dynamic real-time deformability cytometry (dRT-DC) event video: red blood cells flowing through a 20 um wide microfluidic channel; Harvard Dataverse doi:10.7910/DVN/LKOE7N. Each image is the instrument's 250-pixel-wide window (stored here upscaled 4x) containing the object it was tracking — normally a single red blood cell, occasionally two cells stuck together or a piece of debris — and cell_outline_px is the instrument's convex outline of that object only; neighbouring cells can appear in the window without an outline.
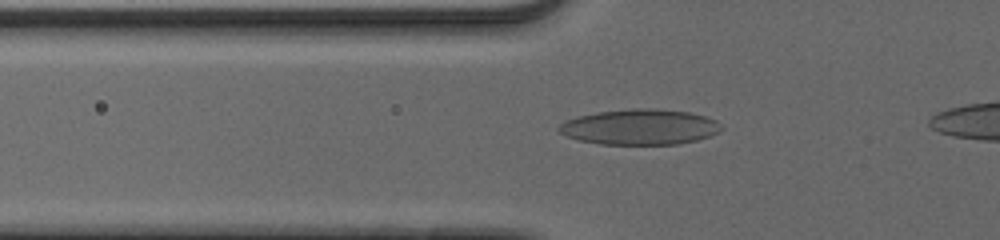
{"species": "human", "species_latin": "Homo sapiens", "temperature_condition": "cold", "stored_images_in_passage": 39, "camera_frame_rate_fps": 3000, "um_per_image_px": 0.085, "donor": {"sex": "male"}, "frame": {"image": 1, "passage_image": 9, "time_ms": 2.667, "image_size_px": [1000, 240], "cell_outline_px": [[724, 128], [720, 132], [696, 140], [676, 144], [600, 144], [580, 140], [568, 136], [560, 132], [556, 128], [564, 120], [576, 116], [596, 112], [632, 108], [652, 108], [688, 112], [704, 116], [716, 120]], "centroid_in_image_um": [54.37, 10.78], "position_along_channel_um": 71.4, "area_um2": 33.64}}
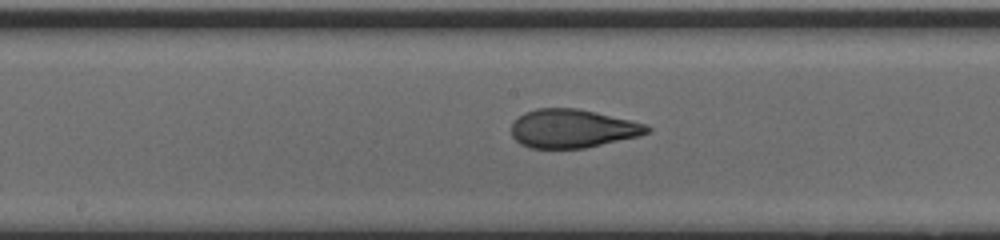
{"frame": {"image": 2, "passage_image": 19, "time_ms": 6.0, "image_size_px": [1000, 240], "cell_outline_px": [[652, 132], [640, 136], [584, 148], [528, 148], [520, 144], [512, 136], [512, 124], [524, 112], [536, 108], [576, 108], [596, 112], [648, 124], [652, 128]], "centroid_in_image_um": [48.7, 10.93], "position_along_channel_um": 199.5, "area_um2": 30.63}}
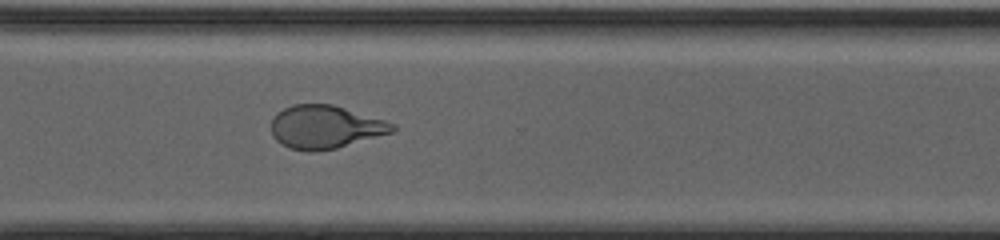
{"frame": {"image": 3, "passage_image": 30, "time_ms": 9.667, "image_size_px": [1000, 240], "cell_outline_px": [[396, 128], [392, 132], [336, 148], [316, 152], [308, 152], [288, 148], [280, 144], [272, 136], [272, 120], [276, 112], [292, 104], [332, 104], [384, 120], [396, 124]], "centroid_in_image_um": [27.6, 10.8], "position_along_channel_um": 343.0, "area_um2": 30.52}}